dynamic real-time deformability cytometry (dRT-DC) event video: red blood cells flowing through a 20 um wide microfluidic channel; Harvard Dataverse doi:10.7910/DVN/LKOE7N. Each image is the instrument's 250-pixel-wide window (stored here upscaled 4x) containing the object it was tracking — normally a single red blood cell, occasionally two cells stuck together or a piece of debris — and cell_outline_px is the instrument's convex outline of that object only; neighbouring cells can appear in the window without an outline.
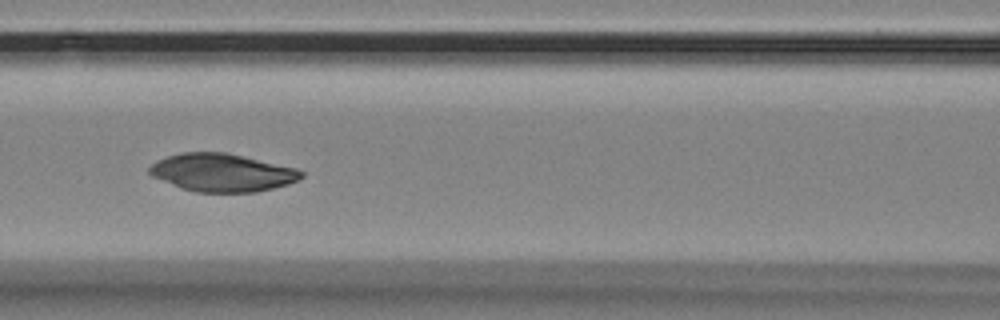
{"species": "Egyptian fruit bat (a non-hibernating species)", "species_latin": "Rousettus aegyptiacus", "temperature_condition": "room temperature", "stored_images_in_passage": 10, "camera_frame_rate_fps": 3000, "um_per_image_px": 0.085, "animal": {"sex": "female"}, "frame": {"image": 1, "passage_image": 7, "time_ms": 2.0, "image_size_px": [1000, 320], "cell_outline_px": [[304, 176], [288, 184], [256, 192], [196, 192], [180, 188], [152, 176], [148, 172], [148, 168], [152, 164], [168, 156], [180, 152], [224, 152], [244, 156], [296, 168], [304, 172]], "centroid_in_image_um": [18.87, 14.67], "position_along_channel_um": 147.7, "area_um2": 33.41}}
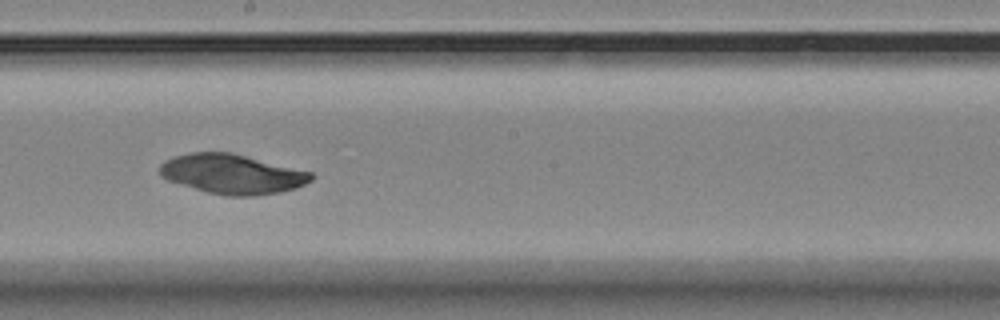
{"frame": {"image": 2, "passage_image": 9, "time_ms": 2.667, "image_size_px": [1000, 320], "cell_outline_px": [[316, 176], [312, 180], [296, 188], [280, 192], [256, 196], [228, 196], [208, 192], [180, 184], [168, 180], [160, 176], [160, 164], [164, 160], [172, 156], [192, 152], [232, 152], [312, 172]], "centroid_in_image_um": [19.74, 14.78], "position_along_channel_um": 228.5, "area_um2": 35.14}}
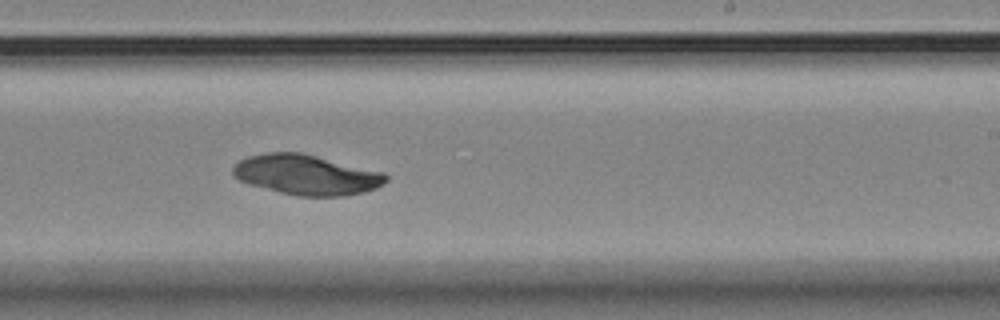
{"frame": {"image": 3, "passage_image": 10, "time_ms": 3.0, "image_size_px": [1000, 320], "cell_outline_px": [[388, 180], [384, 184], [376, 188], [364, 192], [344, 196], [300, 196], [280, 192], [248, 184], [240, 180], [232, 172], [232, 168], [240, 160], [248, 156], [268, 152], [300, 152], [384, 172], [388, 176]], "centroid_in_image_um": [26.07, 14.86], "position_along_channel_um": 262.9, "area_um2": 35.66}}